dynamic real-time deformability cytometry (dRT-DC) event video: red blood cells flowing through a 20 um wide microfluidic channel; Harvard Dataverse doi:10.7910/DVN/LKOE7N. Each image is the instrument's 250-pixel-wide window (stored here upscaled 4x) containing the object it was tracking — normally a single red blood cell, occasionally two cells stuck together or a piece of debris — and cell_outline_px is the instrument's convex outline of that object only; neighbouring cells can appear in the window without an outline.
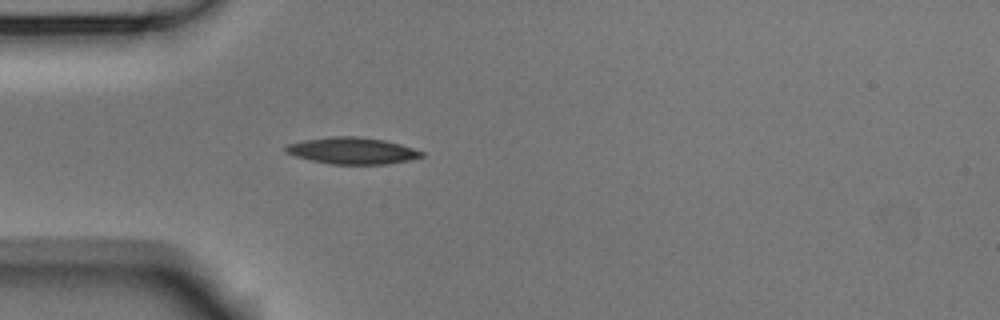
{"species": "Egyptian fruit bat (a non-hibernating species)", "species_latin": "Rousettus aegyptiacus", "temperature_condition": "room temperature", "stored_images_in_passage": 3, "camera_frame_rate_fps": 3000, "um_per_image_px": 0.085, "animal": {"sex": "male"}, "frame": {"image": 1, "passage_image": 3, "time_ms": 0.667, "image_size_px": [1000, 320], "cell_outline_px": [[424, 156], [408, 160], [384, 164], [332, 164], [312, 160], [296, 156], [284, 152], [284, 148], [288, 144], [304, 140], [328, 136], [356, 136], [384, 140], [400, 144], [424, 152]], "centroid_in_image_um": [29.92, 12.8], "position_along_channel_um": 55.1, "area_um2": 20.92}}